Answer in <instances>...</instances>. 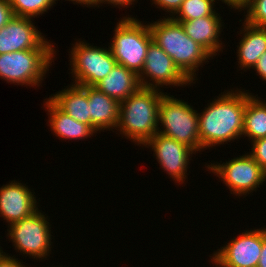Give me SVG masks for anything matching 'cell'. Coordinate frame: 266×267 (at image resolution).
Here are the masks:
<instances>
[{
	"mask_svg": "<svg viewBox=\"0 0 266 267\" xmlns=\"http://www.w3.org/2000/svg\"><path fill=\"white\" fill-rule=\"evenodd\" d=\"M246 91L224 90L198 113L200 152L242 138Z\"/></svg>",
	"mask_w": 266,
	"mask_h": 267,
	"instance_id": "1",
	"label": "cell"
},
{
	"mask_svg": "<svg viewBox=\"0 0 266 267\" xmlns=\"http://www.w3.org/2000/svg\"><path fill=\"white\" fill-rule=\"evenodd\" d=\"M148 25L153 41L173 59L192 83H196L199 67L203 68L202 65L209 62L212 56L185 33L181 23L170 17H160L153 23L148 22Z\"/></svg>",
	"mask_w": 266,
	"mask_h": 267,
	"instance_id": "2",
	"label": "cell"
},
{
	"mask_svg": "<svg viewBox=\"0 0 266 267\" xmlns=\"http://www.w3.org/2000/svg\"><path fill=\"white\" fill-rule=\"evenodd\" d=\"M163 90L140 87L120 102L119 122L116 130L122 138L131 140L139 147L158 131L159 105Z\"/></svg>",
	"mask_w": 266,
	"mask_h": 267,
	"instance_id": "3",
	"label": "cell"
},
{
	"mask_svg": "<svg viewBox=\"0 0 266 267\" xmlns=\"http://www.w3.org/2000/svg\"><path fill=\"white\" fill-rule=\"evenodd\" d=\"M113 32L109 47L117 64L139 75L149 45L153 42L149 25L132 15H126L118 20Z\"/></svg>",
	"mask_w": 266,
	"mask_h": 267,
	"instance_id": "4",
	"label": "cell"
},
{
	"mask_svg": "<svg viewBox=\"0 0 266 267\" xmlns=\"http://www.w3.org/2000/svg\"><path fill=\"white\" fill-rule=\"evenodd\" d=\"M55 56V48H34L0 54V79L17 86L39 88L46 73H49L47 71Z\"/></svg>",
	"mask_w": 266,
	"mask_h": 267,
	"instance_id": "5",
	"label": "cell"
},
{
	"mask_svg": "<svg viewBox=\"0 0 266 267\" xmlns=\"http://www.w3.org/2000/svg\"><path fill=\"white\" fill-rule=\"evenodd\" d=\"M161 98L158 131L200 153L198 112L188 102L165 92ZM161 123V124H160Z\"/></svg>",
	"mask_w": 266,
	"mask_h": 267,
	"instance_id": "6",
	"label": "cell"
},
{
	"mask_svg": "<svg viewBox=\"0 0 266 267\" xmlns=\"http://www.w3.org/2000/svg\"><path fill=\"white\" fill-rule=\"evenodd\" d=\"M49 220L48 215L38 209L31 216L10 224L6 238L13 243L15 252L39 261L47 259L53 245Z\"/></svg>",
	"mask_w": 266,
	"mask_h": 267,
	"instance_id": "7",
	"label": "cell"
},
{
	"mask_svg": "<svg viewBox=\"0 0 266 267\" xmlns=\"http://www.w3.org/2000/svg\"><path fill=\"white\" fill-rule=\"evenodd\" d=\"M69 50L72 84L79 86H95L103 80L117 64L109 44L97 47L80 39L72 44Z\"/></svg>",
	"mask_w": 266,
	"mask_h": 267,
	"instance_id": "8",
	"label": "cell"
},
{
	"mask_svg": "<svg viewBox=\"0 0 266 267\" xmlns=\"http://www.w3.org/2000/svg\"><path fill=\"white\" fill-rule=\"evenodd\" d=\"M216 163V164H215ZM212 162L206 164L207 171L221 178V182L226 185L232 195L245 198L251 192H256L266 181V172L247 152L234 157L229 161Z\"/></svg>",
	"mask_w": 266,
	"mask_h": 267,
	"instance_id": "9",
	"label": "cell"
},
{
	"mask_svg": "<svg viewBox=\"0 0 266 267\" xmlns=\"http://www.w3.org/2000/svg\"><path fill=\"white\" fill-rule=\"evenodd\" d=\"M210 256L215 267H257L262 251V227L243 230Z\"/></svg>",
	"mask_w": 266,
	"mask_h": 267,
	"instance_id": "10",
	"label": "cell"
},
{
	"mask_svg": "<svg viewBox=\"0 0 266 267\" xmlns=\"http://www.w3.org/2000/svg\"><path fill=\"white\" fill-rule=\"evenodd\" d=\"M141 87L144 88H168L191 86L192 83L175 65L173 59L154 41L149 45L145 64L138 75ZM152 81V82H151ZM161 87V88H160Z\"/></svg>",
	"mask_w": 266,
	"mask_h": 267,
	"instance_id": "11",
	"label": "cell"
},
{
	"mask_svg": "<svg viewBox=\"0 0 266 267\" xmlns=\"http://www.w3.org/2000/svg\"><path fill=\"white\" fill-rule=\"evenodd\" d=\"M142 148H151L160 168L177 184H184L193 154L196 152L175 139L156 133ZM189 164V165H188Z\"/></svg>",
	"mask_w": 266,
	"mask_h": 267,
	"instance_id": "12",
	"label": "cell"
},
{
	"mask_svg": "<svg viewBox=\"0 0 266 267\" xmlns=\"http://www.w3.org/2000/svg\"><path fill=\"white\" fill-rule=\"evenodd\" d=\"M32 18L13 16L0 29V54L34 48H55L52 41L41 33Z\"/></svg>",
	"mask_w": 266,
	"mask_h": 267,
	"instance_id": "13",
	"label": "cell"
},
{
	"mask_svg": "<svg viewBox=\"0 0 266 267\" xmlns=\"http://www.w3.org/2000/svg\"><path fill=\"white\" fill-rule=\"evenodd\" d=\"M19 181L0 187V217L10 224L31 216L39 208L35 192Z\"/></svg>",
	"mask_w": 266,
	"mask_h": 267,
	"instance_id": "14",
	"label": "cell"
},
{
	"mask_svg": "<svg viewBox=\"0 0 266 267\" xmlns=\"http://www.w3.org/2000/svg\"><path fill=\"white\" fill-rule=\"evenodd\" d=\"M220 15H209L188 21H177L183 26L185 33L196 43L201 45L211 56L216 57L223 52L221 32L224 29V22ZM223 26V29H222ZM222 29V30H221ZM221 42V43H220ZM223 44V45H222Z\"/></svg>",
	"mask_w": 266,
	"mask_h": 267,
	"instance_id": "15",
	"label": "cell"
},
{
	"mask_svg": "<svg viewBox=\"0 0 266 267\" xmlns=\"http://www.w3.org/2000/svg\"><path fill=\"white\" fill-rule=\"evenodd\" d=\"M88 105L89 126L96 133L116 130L119 122L120 102L94 86H88Z\"/></svg>",
	"mask_w": 266,
	"mask_h": 267,
	"instance_id": "16",
	"label": "cell"
},
{
	"mask_svg": "<svg viewBox=\"0 0 266 267\" xmlns=\"http://www.w3.org/2000/svg\"><path fill=\"white\" fill-rule=\"evenodd\" d=\"M46 100V101H45ZM44 100L46 114H48V126L50 130L61 140H84L92 137L96 132L87 124L78 122L68 114L60 110L49 98Z\"/></svg>",
	"mask_w": 266,
	"mask_h": 267,
	"instance_id": "17",
	"label": "cell"
},
{
	"mask_svg": "<svg viewBox=\"0 0 266 267\" xmlns=\"http://www.w3.org/2000/svg\"><path fill=\"white\" fill-rule=\"evenodd\" d=\"M240 28L242 38L237 45L238 68L247 71L253 69L260 56L266 52V28L252 26L245 21ZM246 69V70H245Z\"/></svg>",
	"mask_w": 266,
	"mask_h": 267,
	"instance_id": "18",
	"label": "cell"
},
{
	"mask_svg": "<svg viewBox=\"0 0 266 267\" xmlns=\"http://www.w3.org/2000/svg\"><path fill=\"white\" fill-rule=\"evenodd\" d=\"M49 99L64 113L78 122L89 125L88 86L69 84Z\"/></svg>",
	"mask_w": 266,
	"mask_h": 267,
	"instance_id": "19",
	"label": "cell"
},
{
	"mask_svg": "<svg viewBox=\"0 0 266 267\" xmlns=\"http://www.w3.org/2000/svg\"><path fill=\"white\" fill-rule=\"evenodd\" d=\"M94 87L118 102H122L135 93L141 85L135 72L116 64L108 75Z\"/></svg>",
	"mask_w": 266,
	"mask_h": 267,
	"instance_id": "20",
	"label": "cell"
},
{
	"mask_svg": "<svg viewBox=\"0 0 266 267\" xmlns=\"http://www.w3.org/2000/svg\"><path fill=\"white\" fill-rule=\"evenodd\" d=\"M260 99L247 90L242 137L250 142L266 137V100Z\"/></svg>",
	"mask_w": 266,
	"mask_h": 267,
	"instance_id": "21",
	"label": "cell"
},
{
	"mask_svg": "<svg viewBox=\"0 0 266 267\" xmlns=\"http://www.w3.org/2000/svg\"><path fill=\"white\" fill-rule=\"evenodd\" d=\"M217 1L219 0H184L171 18L175 21H188L209 15H221L215 10Z\"/></svg>",
	"mask_w": 266,
	"mask_h": 267,
	"instance_id": "22",
	"label": "cell"
},
{
	"mask_svg": "<svg viewBox=\"0 0 266 267\" xmlns=\"http://www.w3.org/2000/svg\"><path fill=\"white\" fill-rule=\"evenodd\" d=\"M57 0H9L14 16L35 18L48 12Z\"/></svg>",
	"mask_w": 266,
	"mask_h": 267,
	"instance_id": "23",
	"label": "cell"
},
{
	"mask_svg": "<svg viewBox=\"0 0 266 267\" xmlns=\"http://www.w3.org/2000/svg\"><path fill=\"white\" fill-rule=\"evenodd\" d=\"M242 10L246 14L243 21L252 26L266 28V0H249L239 12Z\"/></svg>",
	"mask_w": 266,
	"mask_h": 267,
	"instance_id": "24",
	"label": "cell"
},
{
	"mask_svg": "<svg viewBox=\"0 0 266 267\" xmlns=\"http://www.w3.org/2000/svg\"><path fill=\"white\" fill-rule=\"evenodd\" d=\"M251 146L249 154L266 172V137L252 141Z\"/></svg>",
	"mask_w": 266,
	"mask_h": 267,
	"instance_id": "25",
	"label": "cell"
},
{
	"mask_svg": "<svg viewBox=\"0 0 266 267\" xmlns=\"http://www.w3.org/2000/svg\"><path fill=\"white\" fill-rule=\"evenodd\" d=\"M152 1V5L154 4L155 6H157L156 8L160 10L165 11V16L166 13L169 14V16L166 17H172L177 10L180 8L182 2L184 0H151Z\"/></svg>",
	"mask_w": 266,
	"mask_h": 267,
	"instance_id": "26",
	"label": "cell"
},
{
	"mask_svg": "<svg viewBox=\"0 0 266 267\" xmlns=\"http://www.w3.org/2000/svg\"><path fill=\"white\" fill-rule=\"evenodd\" d=\"M14 16L9 0H0V29Z\"/></svg>",
	"mask_w": 266,
	"mask_h": 267,
	"instance_id": "27",
	"label": "cell"
},
{
	"mask_svg": "<svg viewBox=\"0 0 266 267\" xmlns=\"http://www.w3.org/2000/svg\"><path fill=\"white\" fill-rule=\"evenodd\" d=\"M137 0H92L90 7H98L103 4H109L111 6L117 7V8H129L131 5H135ZM135 2V3H134Z\"/></svg>",
	"mask_w": 266,
	"mask_h": 267,
	"instance_id": "28",
	"label": "cell"
},
{
	"mask_svg": "<svg viewBox=\"0 0 266 267\" xmlns=\"http://www.w3.org/2000/svg\"><path fill=\"white\" fill-rule=\"evenodd\" d=\"M9 253H5L1 259H0V267H27L23 264V261L21 262L18 260V258H15L16 256H10Z\"/></svg>",
	"mask_w": 266,
	"mask_h": 267,
	"instance_id": "29",
	"label": "cell"
},
{
	"mask_svg": "<svg viewBox=\"0 0 266 267\" xmlns=\"http://www.w3.org/2000/svg\"><path fill=\"white\" fill-rule=\"evenodd\" d=\"M253 70L256 71V75L260 76L262 81H266V52L260 56Z\"/></svg>",
	"mask_w": 266,
	"mask_h": 267,
	"instance_id": "30",
	"label": "cell"
},
{
	"mask_svg": "<svg viewBox=\"0 0 266 267\" xmlns=\"http://www.w3.org/2000/svg\"><path fill=\"white\" fill-rule=\"evenodd\" d=\"M257 267H266V227L262 228V251Z\"/></svg>",
	"mask_w": 266,
	"mask_h": 267,
	"instance_id": "31",
	"label": "cell"
},
{
	"mask_svg": "<svg viewBox=\"0 0 266 267\" xmlns=\"http://www.w3.org/2000/svg\"><path fill=\"white\" fill-rule=\"evenodd\" d=\"M223 4H227L228 8L234 9V11L238 10V12L241 10V8L249 1V0H219Z\"/></svg>",
	"mask_w": 266,
	"mask_h": 267,
	"instance_id": "32",
	"label": "cell"
},
{
	"mask_svg": "<svg viewBox=\"0 0 266 267\" xmlns=\"http://www.w3.org/2000/svg\"><path fill=\"white\" fill-rule=\"evenodd\" d=\"M58 1V0H57ZM65 1H71L73 2V4H80V6H84V7H90L91 6V1L92 0H65Z\"/></svg>",
	"mask_w": 266,
	"mask_h": 267,
	"instance_id": "33",
	"label": "cell"
},
{
	"mask_svg": "<svg viewBox=\"0 0 266 267\" xmlns=\"http://www.w3.org/2000/svg\"><path fill=\"white\" fill-rule=\"evenodd\" d=\"M6 252H4L3 250H2V247L0 246V259H1V257L5 254Z\"/></svg>",
	"mask_w": 266,
	"mask_h": 267,
	"instance_id": "34",
	"label": "cell"
}]
</instances>
